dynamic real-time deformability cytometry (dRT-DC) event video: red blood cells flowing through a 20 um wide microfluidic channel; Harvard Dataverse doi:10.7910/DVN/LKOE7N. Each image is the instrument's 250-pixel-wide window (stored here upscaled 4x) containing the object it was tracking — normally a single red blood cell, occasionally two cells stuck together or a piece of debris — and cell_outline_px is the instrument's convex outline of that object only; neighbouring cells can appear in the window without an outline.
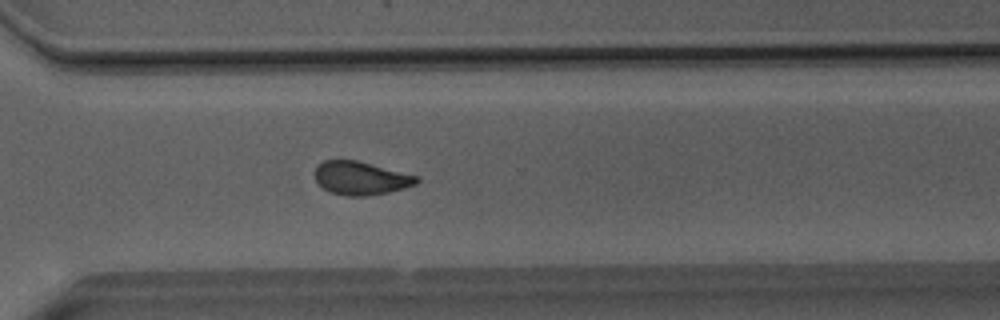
{"species": "Egyptian fruit bat (a non-hibernating species)", "species_latin": "Rousettus aegyptiacus", "temperature_condition": "room temperature", "stored_images_in_passage": 52, "camera_frame_rate_fps": 3000, "um_per_image_px": 0.085, "animal": {"sex": "male"}, "frame": {"image": 1, "passage_image": 37, "time_ms": 12.0, "image_size_px": [1000, 320], "cell_outline_px": [[420, 180], [416, 184], [404, 188], [388, 192], [368, 196], [348, 196], [332, 192], [324, 188], [316, 180], [316, 168], [324, 160], [356, 160], [420, 176]], "centroid_in_image_um": [30.72, 15.14], "position_along_channel_um": 339.9, "area_um2": 19.59}}
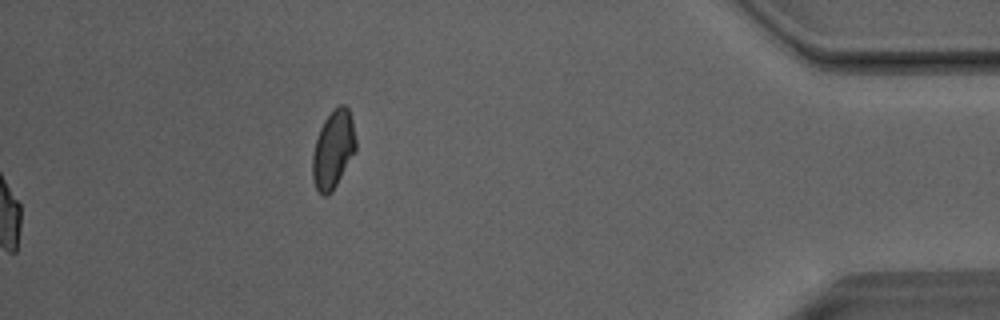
{"frame": {"image": 2, "passage_image": 52, "time_ms": 17.0, "image_size_px": [1000, 320], "cell_outline_px": [[356, 148], [332, 192], [328, 196], [324, 196], [316, 188], [312, 180], [312, 156], [316, 140], [320, 128], [324, 120], [332, 108], [340, 104], [344, 104], [348, 108], [352, 120], [356, 140]], "centroid_in_image_um": [28.3, 12.68], "position_along_channel_um": 406.9, "area_um2": 19.59}, "authors_computed_cell_mechanics": {"area_um2": 20.6057, "velocity_mm_per_s": 4.0426, "shape_relaxation_time_tau1_ms": null, "shape_relaxation_time_tau2_ms": 1.3923, "deformation_change_tau1": null, "deformation_change_tau2": 0.0695}}